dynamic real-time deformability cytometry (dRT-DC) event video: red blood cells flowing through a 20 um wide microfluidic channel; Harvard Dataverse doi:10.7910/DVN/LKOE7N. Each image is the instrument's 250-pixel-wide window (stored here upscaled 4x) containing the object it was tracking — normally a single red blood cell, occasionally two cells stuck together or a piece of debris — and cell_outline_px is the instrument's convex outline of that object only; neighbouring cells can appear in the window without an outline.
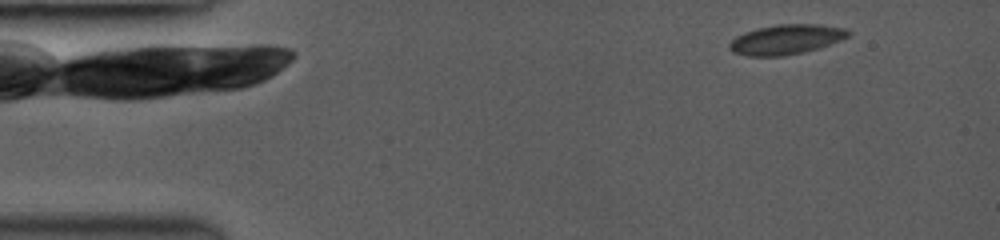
{"species": "common noctule bat (a hibernating species)", "species_latin": "Nyctalus noctula", "temperature_condition": "room temperature", "stored_images_in_passage": 7, "camera_frame_rate_fps": 3000, "um_per_image_px": 0.085, "animal": {"sex": "female", "body_mass_g": 19.0, "forearm_length_mm": 53.3}, "frame": {"image": 1, "passage_image": 1, "time_ms": 0.0, "image_size_px": [1000, 240], "cell_outline_px": [[852, 36], [820, 48], [804, 52], [784, 56], [748, 56], [732, 52], [728, 48], [728, 44], [736, 36], [744, 32], [756, 28], [776, 24], [820, 24], [848, 28], [852, 32]], "centroid_in_image_um": [66.87, 3.34], "position_along_channel_um": 18.1, "area_um2": 21.15}}